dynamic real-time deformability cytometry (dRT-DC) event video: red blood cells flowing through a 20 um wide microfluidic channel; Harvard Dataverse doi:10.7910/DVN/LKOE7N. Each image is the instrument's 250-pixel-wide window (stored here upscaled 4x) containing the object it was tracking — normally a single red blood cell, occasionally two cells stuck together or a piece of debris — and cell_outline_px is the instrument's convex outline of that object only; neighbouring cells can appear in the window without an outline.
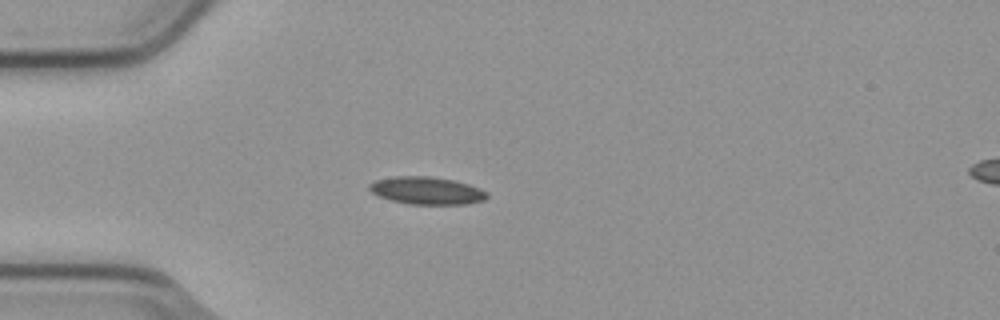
{"species": "common noctule bat (a hibernating species)", "species_latin": "Nyctalus noctula", "temperature_condition": "cold", "stored_images_in_passage": 5, "camera_frame_rate_fps": 3000, "um_per_image_px": 0.085, "animal": {"sex": "male", "body_mass_g": 23.1, "forearm_length_mm": 52.7}, "frame": {"image": 1, "passage_image": 5, "time_ms": 1.333, "image_size_px": [1000, 320], "cell_outline_px": [[488, 196], [484, 200], [468, 204], [408, 204], [392, 200], [380, 196], [372, 192], [368, 188], [368, 184], [376, 180], [396, 176], [428, 176], [456, 180], [480, 188], [488, 192]], "centroid_in_image_um": [36.3, 16.2], "position_along_channel_um": 48.7, "area_um2": 18.9}}